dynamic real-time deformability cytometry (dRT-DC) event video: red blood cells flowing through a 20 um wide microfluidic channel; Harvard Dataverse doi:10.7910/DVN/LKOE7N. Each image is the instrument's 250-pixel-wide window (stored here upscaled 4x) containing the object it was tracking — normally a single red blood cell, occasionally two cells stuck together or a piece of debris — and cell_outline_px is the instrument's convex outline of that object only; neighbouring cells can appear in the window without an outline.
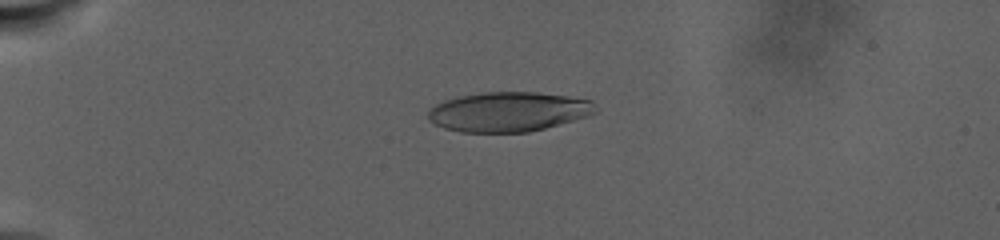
{"species": "human", "species_latin": "Homo sapiens", "temperature_condition": "warm", "stored_images_in_passage": 49, "camera_frame_rate_fps": 3000, "um_per_image_px": 0.085, "donor": {"sex": "male"}, "frame": {"image": 1, "passage_image": 23, "time_ms": 8.333, "image_size_px": [1000, 240], "cell_outline_px": [[600, 108], [596, 112], [588, 116], [544, 128], [528, 132], [460, 132], [444, 128], [428, 120], [428, 112], [436, 104], [444, 100], [460, 96], [480, 92], [536, 92], [568, 96], [592, 100]], "centroid_in_image_um": [43.25, 9.49], "position_along_channel_um": 41.8, "area_um2": 38.78}}
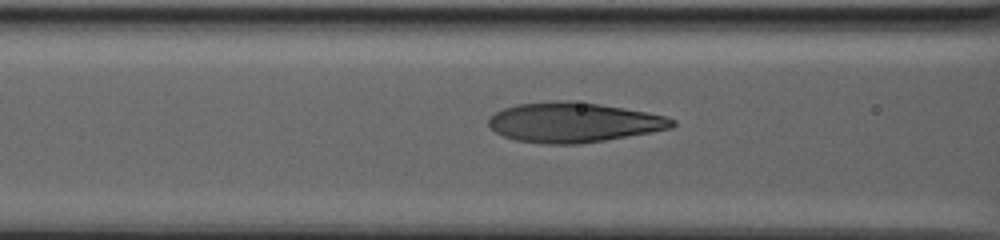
{"frame": {"image": 2, "passage_image": 38, "time_ms": 14.0, "image_size_px": [1000, 240], "cell_outline_px": [[676, 124], [672, 128], [652, 132], [580, 144], [540, 144], [516, 140], [504, 136], [496, 132], [488, 124], [488, 116], [504, 108], [516, 104], [560, 100], [572, 100], [600, 104], [624, 108], [664, 116], [676, 120]], "centroid_in_image_um": [48.73, 10.4], "position_along_channel_um": 117.9, "area_um2": 42.71}}
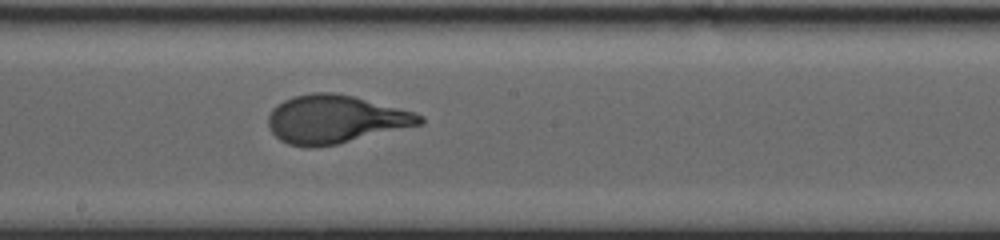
{"frame": {"image": 3, "passage_image": 49, "time_ms": 18.333, "image_size_px": [1000, 240], "cell_outline_px": [[424, 124], [336, 144], [312, 148], [308, 148], [288, 144], [280, 140], [272, 132], [268, 124], [268, 116], [272, 108], [276, 104], [292, 96], [312, 92], [332, 92], [352, 96], [412, 112], [424, 116]], "centroid_in_image_um": [28.46, 10.14], "position_along_channel_um": 219.7, "area_um2": 42.37}}